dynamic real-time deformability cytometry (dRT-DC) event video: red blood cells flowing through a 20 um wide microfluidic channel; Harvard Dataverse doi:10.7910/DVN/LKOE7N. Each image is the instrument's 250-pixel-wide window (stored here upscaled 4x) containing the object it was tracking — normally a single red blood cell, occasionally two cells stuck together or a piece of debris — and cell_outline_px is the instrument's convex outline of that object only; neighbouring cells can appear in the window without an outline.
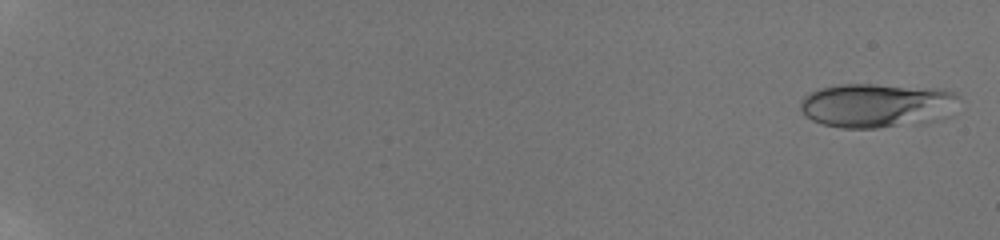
{"species": "human", "species_latin": "Homo sapiens", "temperature_condition": "room temperature", "stored_images_in_passage": 109, "camera_frame_rate_fps": 3000, "um_per_image_px": 0.085, "donor": {"sex": "male"}, "frame": {"image": 1, "passage_image": 2, "time_ms": 0.333, "image_size_px": [1000, 240], "cell_outline_px": [[960, 96], [892, 124], [876, 128], [840, 128], [824, 124], [812, 120], [800, 108], [800, 100], [808, 92], [816, 88], [836, 84], [876, 84], [940, 88], [952, 92]], "centroid_in_image_um": [73.93, 8.84], "position_along_channel_um": 11.1, "area_um2": 36.47}}
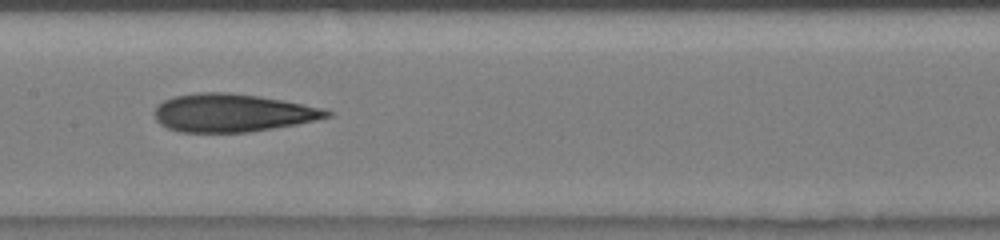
{"frame": {"image": 2, "passage_image": 73, "time_ms": 10.667, "image_size_px": [1000, 240], "cell_outline_px": [[332, 116], [296, 124], [248, 132], [180, 132], [168, 128], [160, 124], [156, 120], [156, 104], [164, 100], [176, 96], [200, 92], [228, 92], [260, 96], [324, 108], [332, 112]], "centroid_in_image_um": [19.75, 9.59], "position_along_channel_um": 187.7, "area_um2": 37.97}}
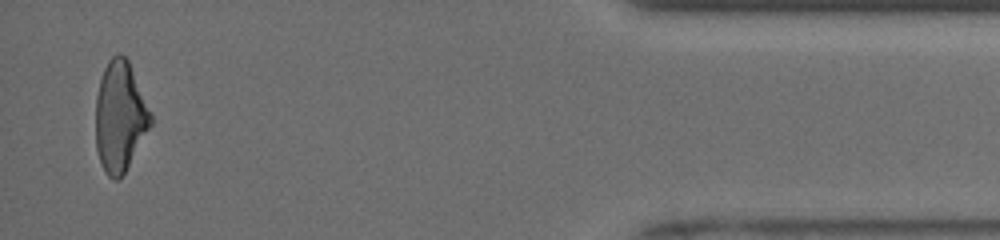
{"frame": {"image": 3, "passage_image": 108, "time_ms": 18.0, "image_size_px": [1000, 240], "cell_outline_px": [[152, 124], [124, 172], [116, 180], [112, 180], [104, 172], [96, 148], [96, 96], [100, 80], [104, 68], [108, 60], [112, 56], [124, 56], [128, 60], [152, 116]], "centroid_in_image_um": [10.18, 9.93], "position_along_channel_um": 425.0, "area_um2": 34.74}, "authors_computed_cell_mechanics": {"area_um2": 36.3562, "velocity_mm_per_s": 3.974, "shape_relaxation_time_tau1_ms": 6.0668, "shape_relaxation_time_tau2_ms": 2.4399, "deformation_change_tau1": 0.1918, "deformation_change_tau2": 0.1277}}